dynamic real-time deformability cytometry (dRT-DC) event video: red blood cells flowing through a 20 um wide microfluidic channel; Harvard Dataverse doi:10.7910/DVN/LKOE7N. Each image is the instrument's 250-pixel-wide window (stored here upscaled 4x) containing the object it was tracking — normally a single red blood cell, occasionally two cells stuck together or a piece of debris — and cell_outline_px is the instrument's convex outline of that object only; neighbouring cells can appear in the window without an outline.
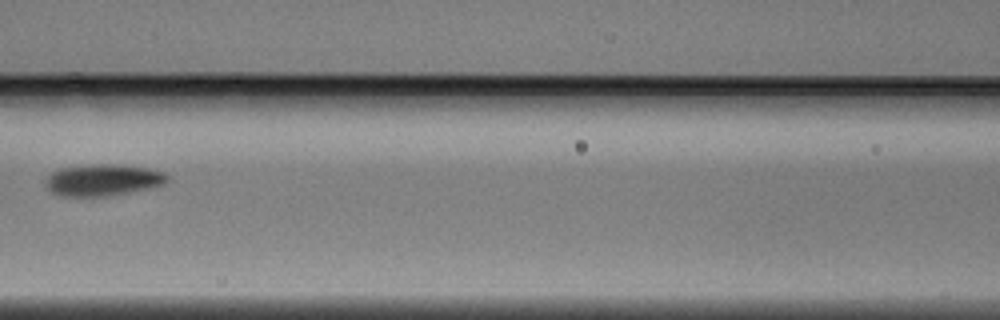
{"species": "Egyptian fruit bat (a non-hibernating species)", "species_latin": "Rousettus aegyptiacus", "temperature_condition": "warm", "stored_images_in_passage": 8, "segment_of_instrument_passage": [1, 2], "camera_frame_rate_fps": 3000, "um_per_image_px": 0.085, "animal": {"sex": "male"}, "frame": {"image": 1, "passage_image": 6, "time_ms": 1.667, "image_size_px": [1000, 320], "cell_outline_px": [[168, 180], [164, 184], [128, 192], [104, 196], [60, 196], [44, 188], [44, 184], [48, 176], [52, 172], [60, 168], [92, 164], [112, 164], [144, 168], [160, 172], [168, 176]], "centroid_in_image_um": [8.65, 15.3], "position_along_channel_um": 157.9, "area_um2": 22.08}}
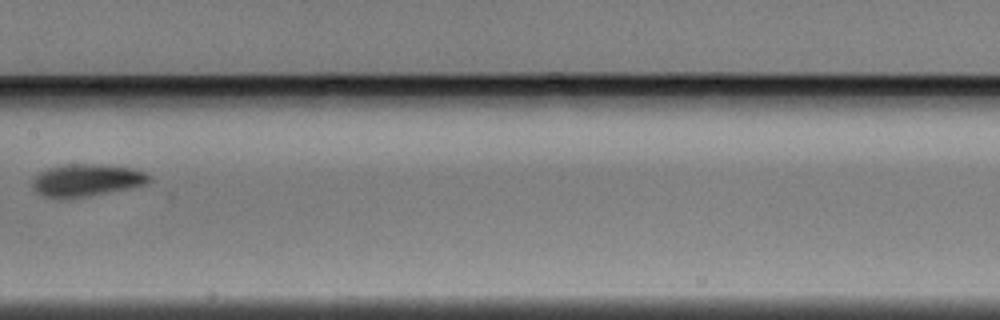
{"frame": {"image": 2, "passage_image": 7, "time_ms": 2.0, "image_size_px": [1000, 320], "cell_outline_px": [[152, 180], [144, 184], [128, 188], [68, 200], [56, 200], [40, 196], [32, 188], [32, 184], [36, 176], [40, 172], [48, 168], [68, 164], [88, 164], [128, 168], [144, 172]], "centroid_in_image_um": [7.25, 15.36], "position_along_channel_um": 200.2, "area_um2": 21.91}}